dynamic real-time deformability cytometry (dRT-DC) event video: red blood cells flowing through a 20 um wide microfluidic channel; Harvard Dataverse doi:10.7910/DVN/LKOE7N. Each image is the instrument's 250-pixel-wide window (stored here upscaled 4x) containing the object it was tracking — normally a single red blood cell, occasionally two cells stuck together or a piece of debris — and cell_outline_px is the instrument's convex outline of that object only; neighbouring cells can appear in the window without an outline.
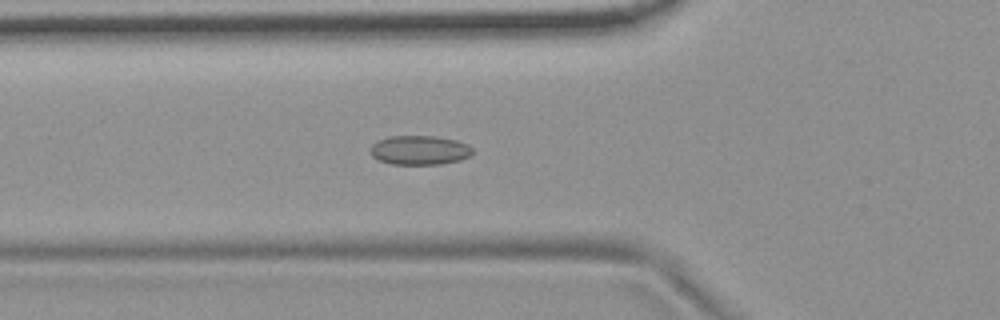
{"species": "common noctule bat (a hibernating species)", "species_latin": "Nyctalus noctula", "temperature_condition": "room temperature", "stored_images_in_passage": 48, "camera_frame_rate_fps": 3000, "um_per_image_px": 0.085, "animal": {"sex": "female", "body_mass_g": 19.9}, "frame": {"image": 1, "passage_image": 13, "time_ms": 4.0, "image_size_px": [1000, 320], "cell_outline_px": [[472, 152], [468, 156], [460, 160], [440, 164], [388, 164], [372, 156], [372, 144], [376, 140], [388, 136], [432, 136], [456, 140], [468, 144], [472, 148]], "centroid_in_image_um": [35.65, 12.76], "position_along_channel_um": 90.2, "area_um2": 17.34}}
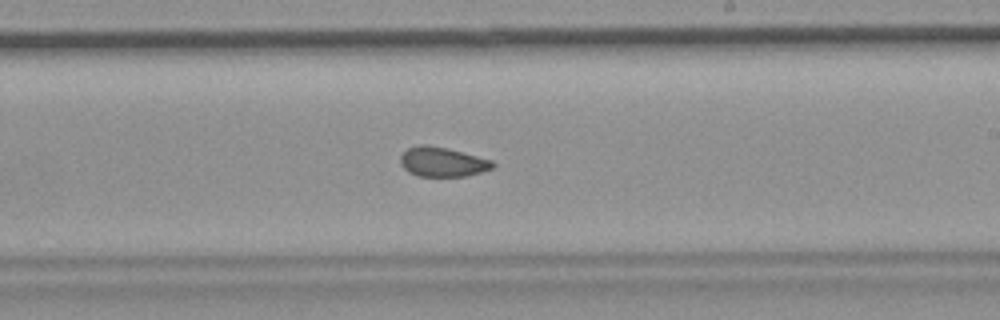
{"frame": {"image": 2, "passage_image": 26, "time_ms": 8.333, "image_size_px": [1000, 320], "cell_outline_px": [[496, 164], [492, 168], [468, 176], [416, 176], [408, 172], [400, 164], [400, 156], [408, 148], [420, 144], [424, 144], [448, 148], [492, 160]], "centroid_in_image_um": [37.59, 13.76], "position_along_channel_um": 251.4, "area_um2": 15.95}}
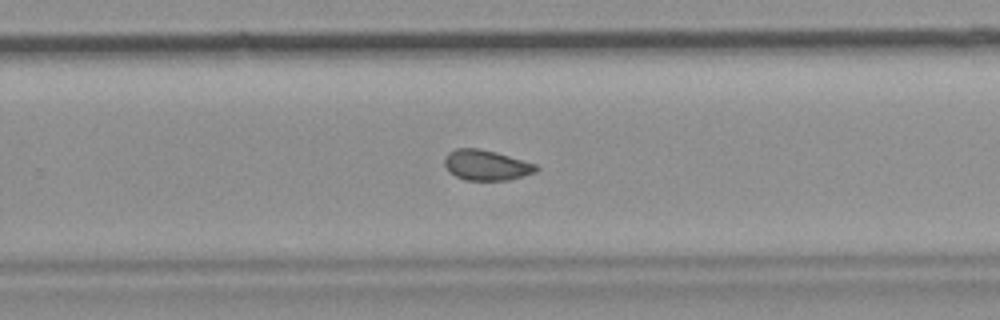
{"frame": {"image": 3, "passage_image": 29, "time_ms": 9.333, "image_size_px": [1000, 320], "cell_outline_px": [[540, 168], [536, 172], [508, 180], [464, 180], [448, 172], [444, 164], [444, 156], [448, 152], [456, 148], [480, 148], [496, 152], [536, 164]], "centroid_in_image_um": [41.3, 14.03], "position_along_channel_um": 288.5, "area_um2": 16.36}, "authors_computed_cell_mechanics": {"area_um2": 16.7042, "velocity_mm_per_s": 3.7235, "shape_relaxation_time_tau1_ms": null, "shape_relaxation_time_tau2_ms": 1.5759, "deformation_change_tau1": null, "deformation_change_tau2": 0.0685}}